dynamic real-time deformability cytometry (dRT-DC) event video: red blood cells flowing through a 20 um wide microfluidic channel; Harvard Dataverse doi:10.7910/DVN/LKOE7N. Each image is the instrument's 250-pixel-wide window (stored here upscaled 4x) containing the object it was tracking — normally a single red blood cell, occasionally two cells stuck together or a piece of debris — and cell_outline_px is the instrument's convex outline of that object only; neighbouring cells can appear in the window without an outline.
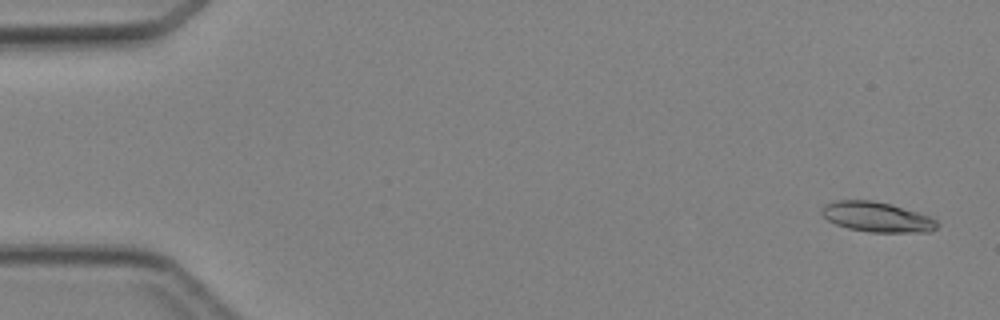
{"species": "Egyptian fruit bat (a non-hibernating species)", "species_latin": "Rousettus aegyptiacus", "temperature_condition": "cold", "stored_images_in_passage": 45, "camera_frame_rate_fps": 3000, "um_per_image_px": 0.085, "animal": {"sex": "female"}, "frame": {"image": 1, "passage_image": 1, "time_ms": 0.0, "image_size_px": [1000, 320], "cell_outline_px": [[940, 224], [932, 232], [868, 232], [848, 228], [836, 224], [828, 220], [820, 212], [820, 208], [824, 204], [836, 200], [872, 200], [892, 204], [928, 216], [936, 220]], "centroid_in_image_um": [74.52, 18.44], "position_along_channel_um": 10.5, "area_um2": 20.29}}
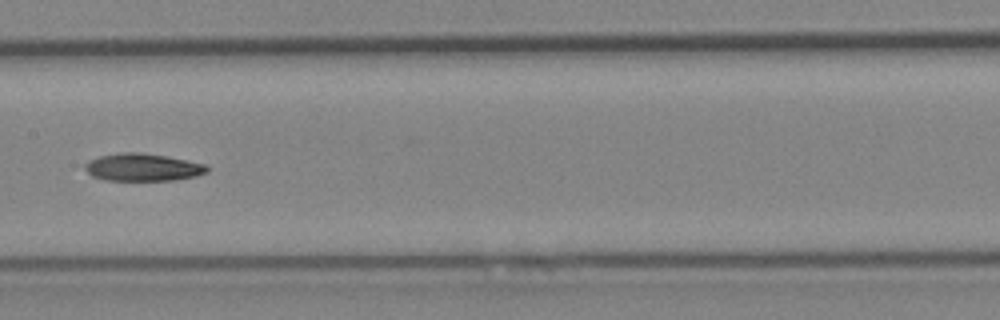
{"frame": {"image": 2, "passage_image": 23, "time_ms": 7.333, "image_size_px": [1000, 320], "cell_outline_px": [[208, 172], [196, 176], [176, 180], [104, 180], [92, 176], [84, 168], [84, 164], [88, 160], [100, 156], [120, 152], [140, 152], [168, 156], [188, 160], [204, 164], [208, 168]], "centroid_in_image_um": [12.12, 14.21], "position_along_channel_um": 195.3, "area_um2": 19.71}}
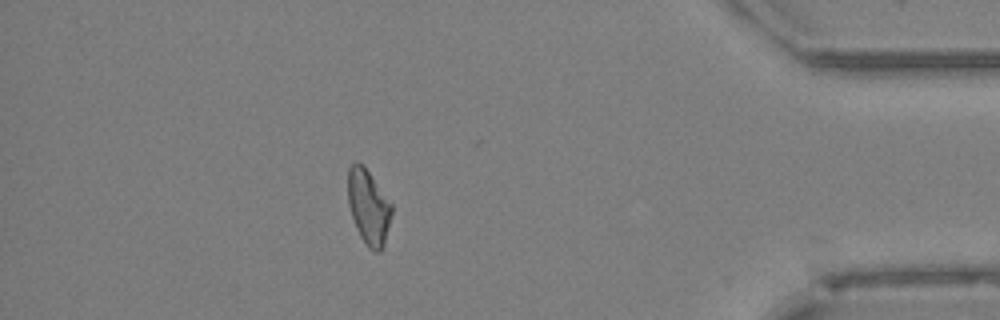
{"frame": {"image": 3, "passage_image": 40, "time_ms": 13.0, "image_size_px": [1000, 320], "cell_outline_px": [[392, 212], [384, 244], [380, 252], [376, 252], [368, 248], [360, 236], [356, 228], [348, 204], [348, 168], [356, 160], [368, 172], [392, 204]], "centroid_in_image_um": [31.31, 17.62], "position_along_channel_um": 403.9, "area_um2": 18.79}}